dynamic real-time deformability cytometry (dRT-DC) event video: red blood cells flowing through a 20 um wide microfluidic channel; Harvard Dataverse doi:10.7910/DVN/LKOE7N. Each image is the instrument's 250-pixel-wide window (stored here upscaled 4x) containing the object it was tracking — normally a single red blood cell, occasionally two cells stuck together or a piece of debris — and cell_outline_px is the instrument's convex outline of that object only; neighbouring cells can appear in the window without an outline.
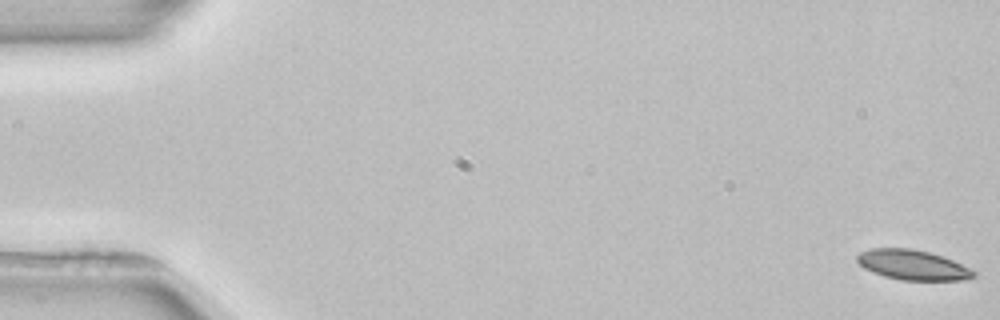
{"species": "common noctule bat (a hibernating species)", "species_latin": "Nyctalus noctula", "temperature_condition": "room temperature", "stored_images_in_passage": 4, "camera_frame_rate_fps": 3000, "um_per_image_px": 0.085, "animal": {"sex": "female", "body_mass_g": 22.7, "forearm_length_mm": 54.2}, "frame": {"image": 1, "passage_image": 1, "time_ms": 0.0, "image_size_px": [1000, 320], "cell_outline_px": [[976, 276], [964, 280], [900, 280], [884, 276], [872, 272], [864, 268], [856, 260], [856, 256], [860, 252], [872, 248], [912, 248], [928, 252], [952, 260], [976, 272]], "centroid_in_image_um": [77.54, 22.52], "position_along_channel_um": 7.5, "area_um2": 20.23}}
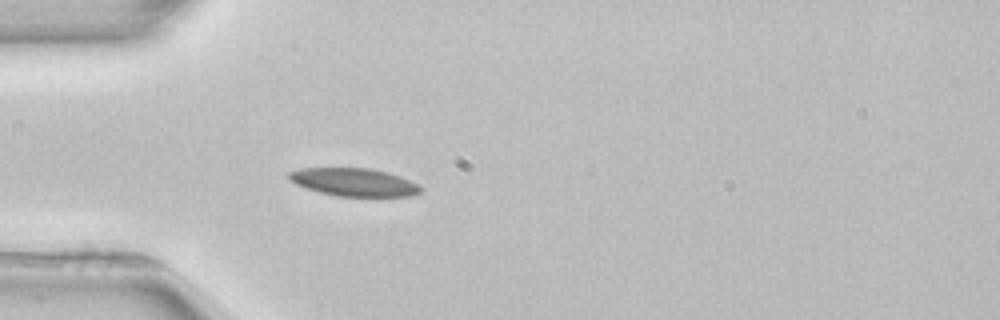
{"frame": {"image": 2, "passage_image": 4, "time_ms": 5.0, "image_size_px": [1000, 320], "cell_outline_px": [[424, 188], [420, 192], [412, 196], [336, 196], [304, 188], [296, 184], [288, 176], [288, 172], [300, 168], [372, 168], [388, 172], [400, 176]], "centroid_in_image_um": [30.09, 15.48], "position_along_channel_um": 54.9, "area_um2": 21.44}}